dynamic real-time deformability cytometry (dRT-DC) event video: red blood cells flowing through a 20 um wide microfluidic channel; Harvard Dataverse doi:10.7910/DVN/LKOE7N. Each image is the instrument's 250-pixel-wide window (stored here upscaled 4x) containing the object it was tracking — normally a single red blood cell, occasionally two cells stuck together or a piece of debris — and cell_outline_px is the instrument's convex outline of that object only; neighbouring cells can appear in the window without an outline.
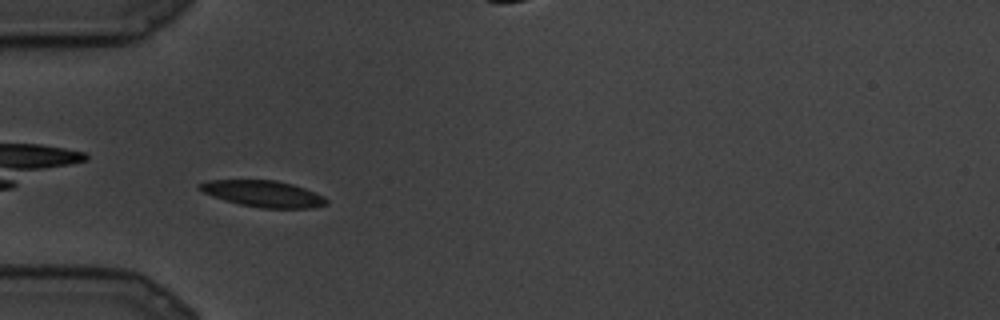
{"species": "common noctule bat (a hibernating species)", "species_latin": "Nyctalus noctula", "temperature_condition": "cold", "stored_images_in_passage": 69, "camera_frame_rate_fps": 3000, "um_per_image_px": 0.085, "animal": {"sex": "male", "body_mass_g": 19.5, "forearm_length_mm": 54.6}, "frame": {"image": 1, "passage_image": 5, "time_ms": 1.333, "image_size_px": [1000, 320], "cell_outline_px": [[328, 204], [312, 208], [260, 208], [240, 204], [224, 200], [212, 196], [196, 188], [196, 184], [208, 180], [276, 180], [292, 184], [304, 188], [324, 196], [328, 200]], "centroid_in_image_um": [22.35, 16.46], "position_along_channel_um": 62.6, "area_um2": 19.59}}
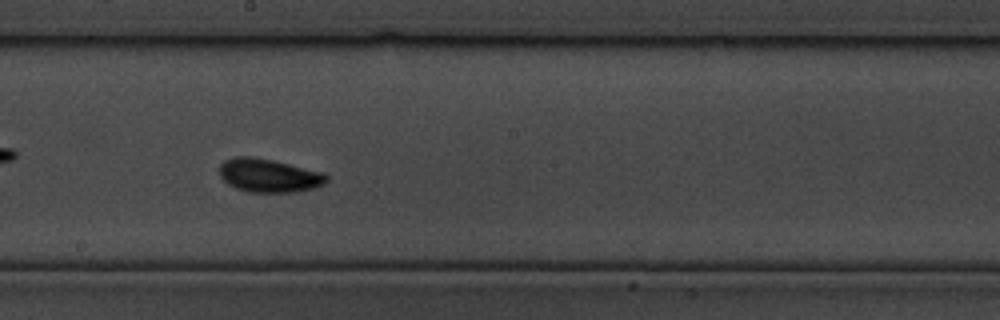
{"frame": {"image": 2, "passage_image": 28, "time_ms": 9.0, "image_size_px": [1000, 320], "cell_outline_px": [[328, 180], [324, 184], [316, 188], [296, 192], [248, 192], [236, 188], [228, 184], [220, 176], [220, 164], [224, 160], [236, 156], [252, 156], [272, 160], [324, 172], [328, 176]], "centroid_in_image_um": [22.87, 14.92], "position_along_channel_um": 225.3, "area_um2": 21.04}}
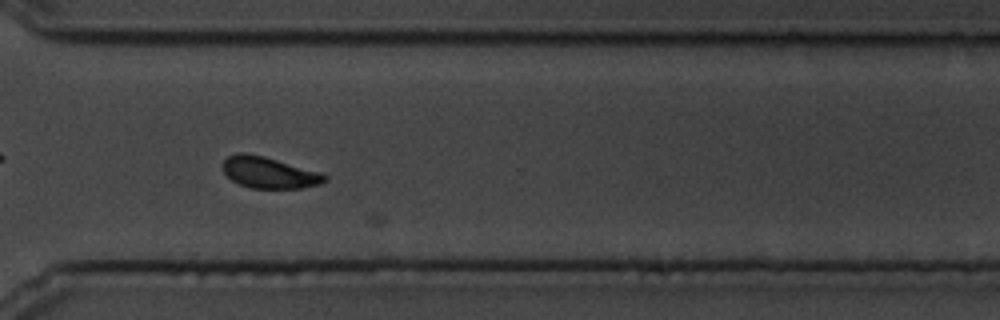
{"frame": {"image": 3, "passage_image": 45, "time_ms": 14.667, "image_size_px": [1000, 320], "cell_outline_px": [[328, 180], [320, 184], [300, 188], [252, 188], [240, 184], [232, 180], [224, 172], [224, 160], [228, 156], [240, 152], [244, 152], [264, 156], [320, 172], [328, 176]], "centroid_in_image_um": [22.9, 14.67], "position_along_channel_um": 347.7, "area_um2": 18.44}}